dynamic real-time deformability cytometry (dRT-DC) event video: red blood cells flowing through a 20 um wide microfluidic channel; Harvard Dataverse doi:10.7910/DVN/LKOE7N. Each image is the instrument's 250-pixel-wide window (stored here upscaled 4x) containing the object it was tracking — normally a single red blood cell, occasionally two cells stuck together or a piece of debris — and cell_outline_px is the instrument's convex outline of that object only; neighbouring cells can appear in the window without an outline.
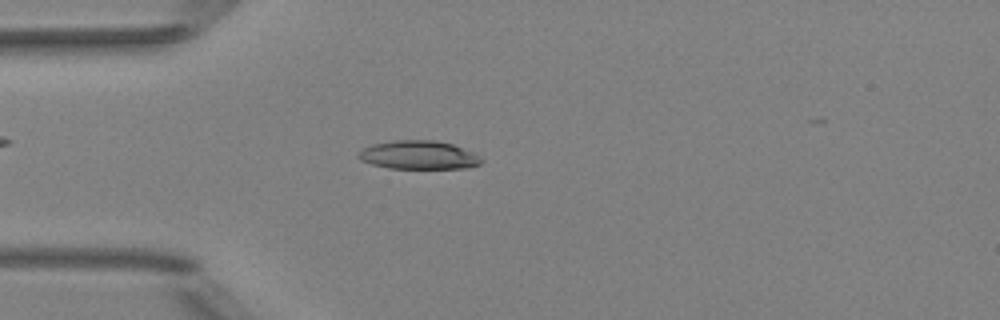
{"species": "Egyptian fruit bat (a non-hibernating species)", "species_latin": "Rousettus aegyptiacus", "temperature_condition": "room temperature", "stored_images_in_passage": 51, "camera_frame_rate_fps": 3000, "um_per_image_px": 0.085, "animal": {"sex": "female"}, "frame": {"image": 1, "passage_image": 14, "time_ms": 4.333, "image_size_px": [1000, 320], "cell_outline_px": [[484, 160], [480, 164], [468, 168], [388, 168], [372, 164], [360, 160], [356, 156], [364, 148], [372, 144], [396, 140], [436, 140], [452, 144], [476, 152]], "centroid_in_image_um": [35.63, 13.17], "position_along_channel_um": 49.4, "area_um2": 20.58}}
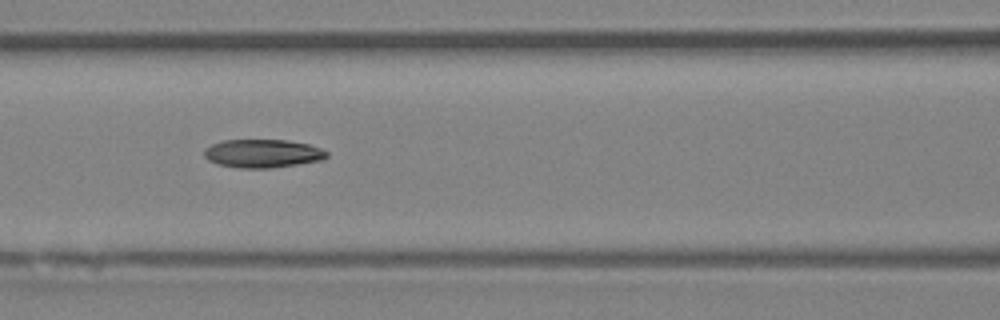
{"frame": {"image": 2, "passage_image": 22, "time_ms": 7.0, "image_size_px": [1000, 320], "cell_outline_px": [[328, 156], [324, 160], [272, 168], [240, 168], [216, 164], [208, 160], [204, 156], [204, 148], [212, 144], [224, 140], [288, 140], [308, 144], [320, 148], [328, 152]], "centroid_in_image_um": [22.33, 13.05], "position_along_channel_um": 144.3, "area_um2": 20.4}}
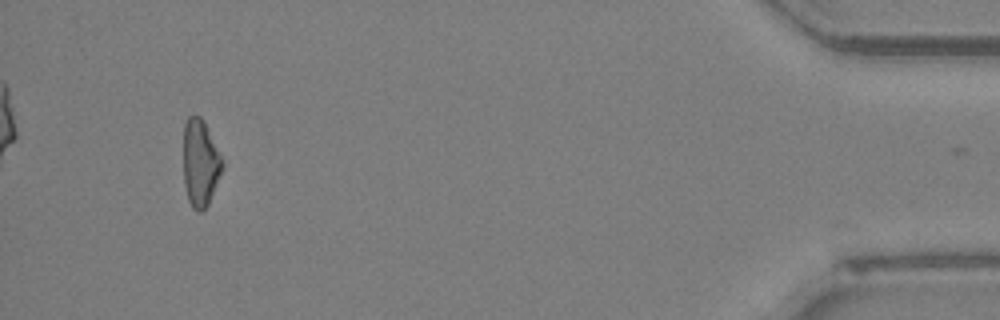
{"frame": {"image": 3, "passage_image": 48, "time_ms": 15.667, "image_size_px": [1000, 320], "cell_outline_px": [[224, 164], [208, 204], [200, 212], [196, 212], [192, 208], [188, 200], [184, 184], [184, 124], [188, 116], [200, 116], [204, 120]], "centroid_in_image_um": [17.01, 13.85], "position_along_channel_um": 418.2, "area_um2": 19.48}, "authors_computed_cell_mechanics": {"area_um2": 20.2878, "velocity_mm_per_s": 4.0333, "shape_relaxation_time_tau1_ms": 4.9517, "shape_relaxation_time_tau2_ms": 7.0103, "deformation_change_tau1": 0.1625, "deformation_change_tau2": 0.1744}}